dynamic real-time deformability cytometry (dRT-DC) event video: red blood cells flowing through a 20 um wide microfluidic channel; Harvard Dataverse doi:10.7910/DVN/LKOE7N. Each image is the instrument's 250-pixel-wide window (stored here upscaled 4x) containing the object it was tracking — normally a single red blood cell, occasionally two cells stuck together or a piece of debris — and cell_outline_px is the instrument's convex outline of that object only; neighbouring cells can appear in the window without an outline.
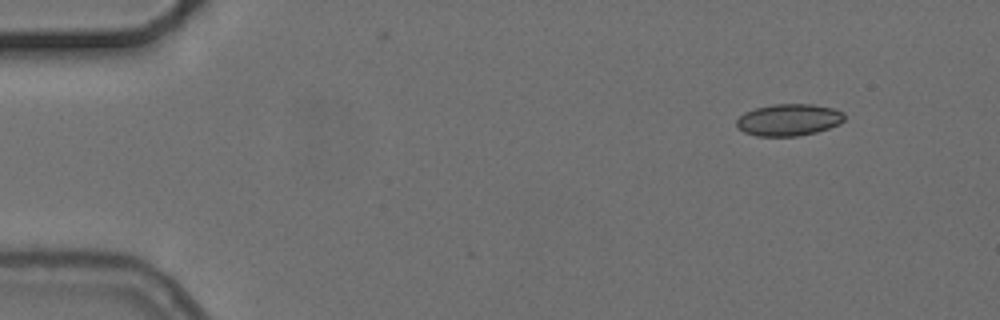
{"species": "common noctule bat (a hibernating species)", "species_latin": "Nyctalus noctula", "temperature_condition": "cold", "stored_images_in_passage": 4, "camera_frame_rate_fps": 3000, "um_per_image_px": 0.085, "animal": {"sex": "female", "body_mass_g": 24.6, "forearm_length_mm": 56.2}, "frame": {"image": 1, "passage_image": 1, "time_ms": 0.0, "image_size_px": [1000, 320], "cell_outline_px": [[844, 120], [840, 124], [816, 132], [796, 136], [756, 136], [744, 132], [736, 128], [736, 120], [744, 112], [756, 108], [772, 104], [812, 104], [832, 108], [844, 112]], "centroid_in_image_um": [67.02, 10.19], "position_along_channel_um": 18.0, "area_um2": 20.11}}
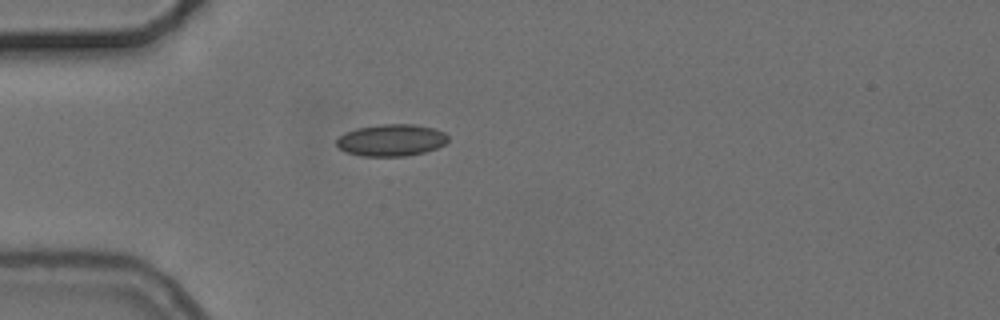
{"frame": {"image": 2, "passage_image": 4, "time_ms": 3.333, "image_size_px": [1000, 320], "cell_outline_px": [[448, 140], [444, 144], [436, 148], [424, 152], [404, 156], [364, 156], [344, 152], [336, 144], [336, 140], [344, 132], [356, 128], [380, 124], [412, 124], [432, 128], [444, 132], [448, 136]], "centroid_in_image_um": [33.23, 11.91], "position_along_channel_um": 51.8, "area_um2": 20.69}}